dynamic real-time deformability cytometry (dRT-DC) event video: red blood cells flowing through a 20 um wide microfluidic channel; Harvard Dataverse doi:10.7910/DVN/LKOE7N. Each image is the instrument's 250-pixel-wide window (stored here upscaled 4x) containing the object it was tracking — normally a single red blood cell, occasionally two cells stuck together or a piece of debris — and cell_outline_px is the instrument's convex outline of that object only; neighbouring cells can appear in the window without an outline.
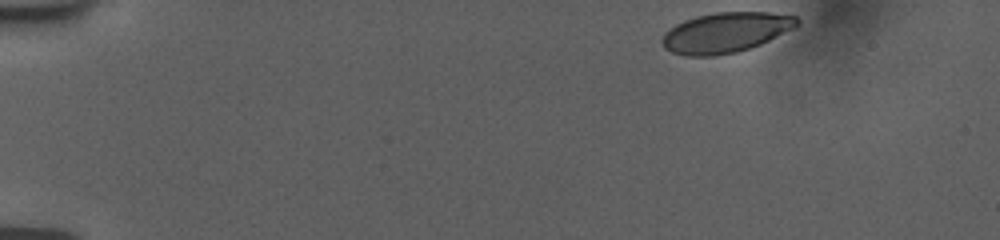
{"species": "human", "species_latin": "Homo sapiens", "temperature_condition": "room temperature", "stored_images_in_passage": 46, "camera_frame_rate_fps": 3000, "um_per_image_px": 0.085, "donor": {"sex": "female"}, "frame": {"image": 1, "passage_image": 1, "time_ms": 0.0, "image_size_px": [1000, 240], "cell_outline_px": [[800, 24], [760, 44], [736, 52], [712, 56], [684, 56], [672, 52], [664, 48], [660, 40], [664, 32], [676, 24], [684, 20], [696, 16], [716, 12], [768, 12], [796, 16], [800, 20]], "centroid_in_image_um": [61.63, 2.76], "position_along_channel_um": 23.4, "area_um2": 31.5}}
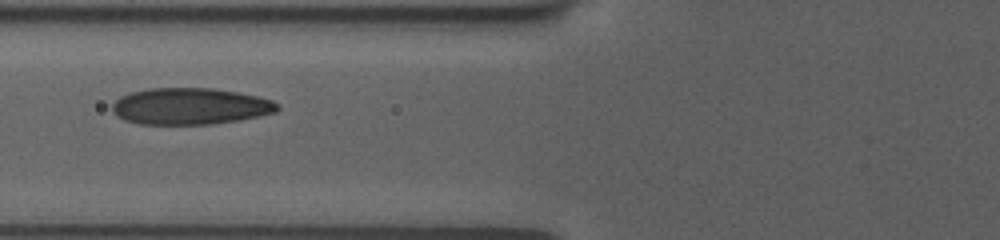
{"frame": {"image": 2, "passage_image": 33, "time_ms": 5.333, "image_size_px": [1000, 240], "cell_outline_px": [[280, 108], [276, 112], [260, 116], [240, 120], [212, 124], [140, 124], [124, 120], [116, 116], [112, 112], [112, 104], [120, 96], [132, 92], [148, 88], [212, 88], [236, 92], [256, 96], [272, 100], [280, 104]], "centroid_in_image_um": [16.16, 9.04], "position_along_channel_um": 109.6, "area_um2": 35.37}}
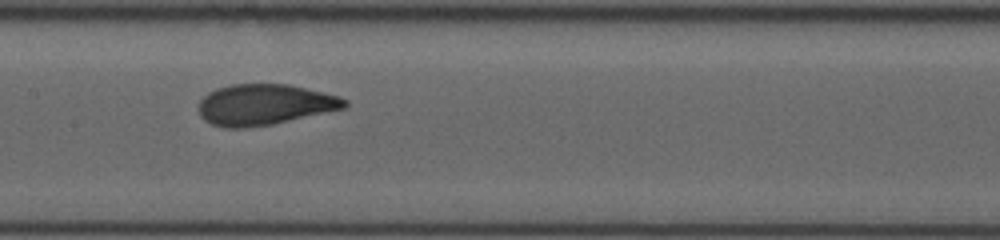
{"frame": {"image": 3, "passage_image": 45, "time_ms": 7.333, "image_size_px": [1000, 240], "cell_outline_px": [[348, 104], [344, 108], [272, 124], [244, 128], [224, 128], [212, 124], [204, 120], [200, 116], [200, 100], [208, 92], [216, 88], [232, 84], [288, 84], [324, 92], [348, 100]], "centroid_in_image_um": [22.46, 8.89], "position_along_channel_um": 184.9, "area_um2": 34.56}}